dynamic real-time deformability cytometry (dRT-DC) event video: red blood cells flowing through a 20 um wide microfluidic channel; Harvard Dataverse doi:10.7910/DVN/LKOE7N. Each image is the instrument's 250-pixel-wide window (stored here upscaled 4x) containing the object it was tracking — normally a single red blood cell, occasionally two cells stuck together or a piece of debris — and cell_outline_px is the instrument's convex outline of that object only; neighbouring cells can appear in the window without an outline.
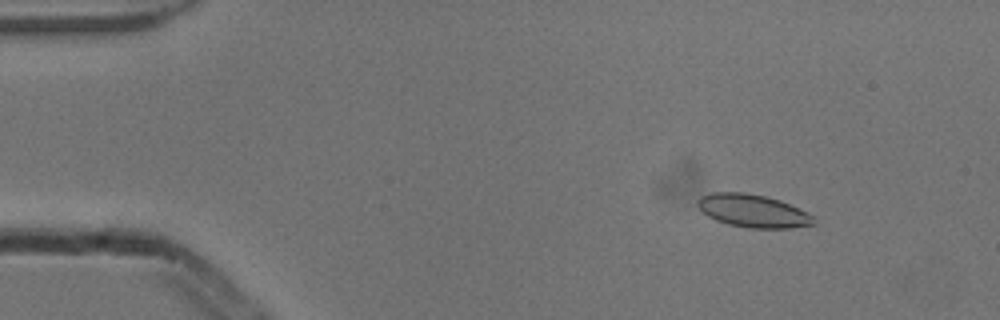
{"species": "common noctule bat (a hibernating species)", "species_latin": "Nyctalus noctula", "temperature_condition": "cold", "stored_images_in_passage": 53, "camera_frame_rate_fps": 3000, "um_per_image_px": 0.085, "animal": {"sex": "male", "body_mass_g": 13.3}, "frame": {"image": 1, "passage_image": 7, "time_ms": 2.0, "image_size_px": [1000, 320], "cell_outline_px": [[816, 224], [788, 228], [748, 228], [728, 224], [716, 220], [708, 216], [696, 204], [696, 200], [700, 196], [712, 192], [744, 192], [764, 196], [780, 200], [808, 212], [812, 216]], "centroid_in_image_um": [63.98, 17.92], "position_along_channel_um": 21.0, "area_um2": 22.25}}
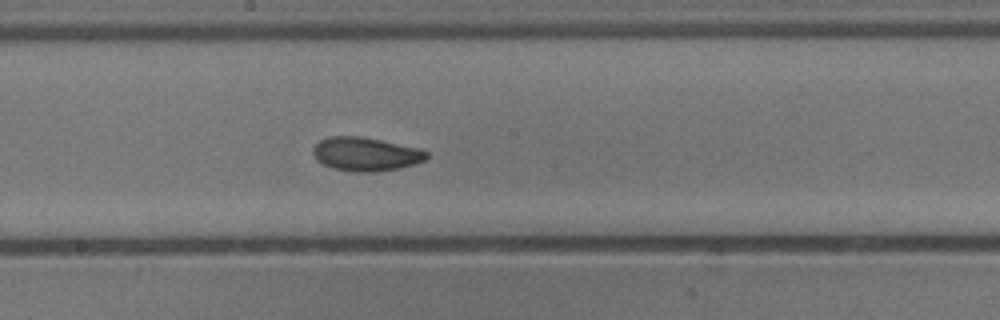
{"frame": {"image": 2, "passage_image": 29, "time_ms": 9.333, "image_size_px": [1000, 320], "cell_outline_px": [[428, 156], [424, 160], [400, 168], [372, 172], [356, 172], [332, 168], [316, 160], [312, 152], [312, 148], [320, 140], [328, 136], [360, 136], [420, 148], [428, 152]], "centroid_in_image_um": [31.06, 13.09], "position_along_channel_um": 217.1, "area_um2": 22.25}}
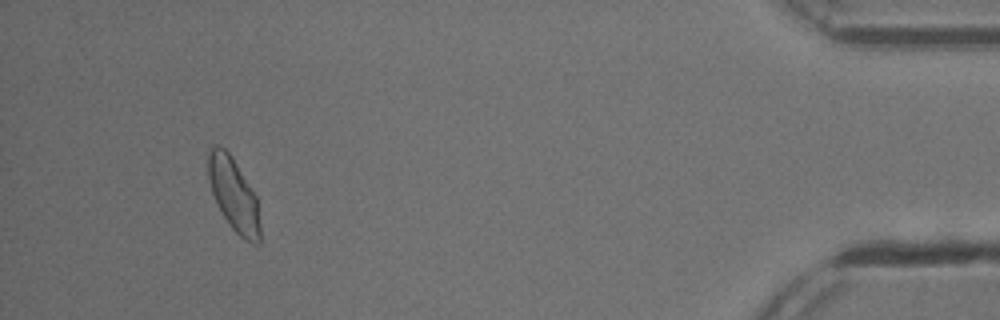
{"frame": {"image": 3, "passage_image": 50, "time_ms": 16.333, "image_size_px": [1000, 320], "cell_outline_px": [[260, 244], [256, 244], [244, 240], [232, 228], [224, 216], [212, 192], [208, 180], [208, 148], [212, 144], [220, 144], [232, 156], [256, 196], [260, 224]], "centroid_in_image_um": [19.85, 16.5], "position_along_channel_um": 415.3, "area_um2": 22.08}, "authors_computed_cell_mechanics": {"area_um2": 21.9062, "velocity_mm_per_s": 3.8512, "shape_relaxation_time_tau1_ms": 3.164, "shape_relaxation_time_tau2_ms": 1.4723, "deformation_change_tau1": 0.1008, "deformation_change_tau2": 0.0631}}